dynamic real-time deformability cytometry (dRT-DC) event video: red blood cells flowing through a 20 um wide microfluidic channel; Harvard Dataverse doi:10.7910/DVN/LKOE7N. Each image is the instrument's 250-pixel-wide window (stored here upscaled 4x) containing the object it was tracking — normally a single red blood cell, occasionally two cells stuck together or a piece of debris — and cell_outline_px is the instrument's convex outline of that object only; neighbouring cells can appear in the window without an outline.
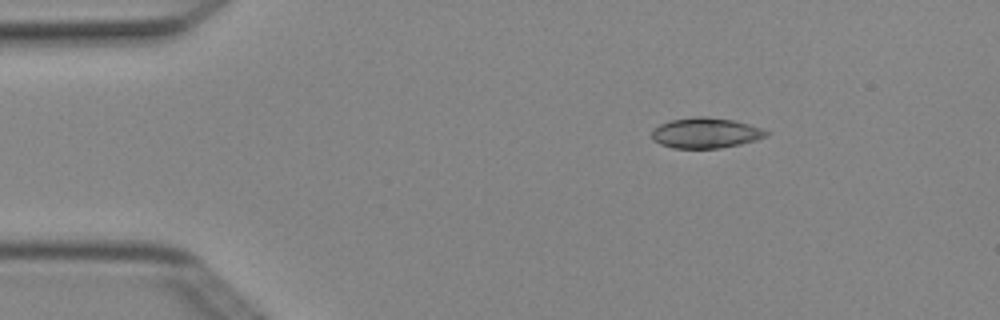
{"species": "Egyptian fruit bat (a non-hibernating species)", "species_latin": "Rousettus aegyptiacus", "temperature_condition": "cold", "stored_images_in_passage": 3, "camera_frame_rate_fps": 3000, "um_per_image_px": 0.085, "animal": {"sex": "female"}, "frame": {"image": 1, "passage_image": 2, "time_ms": 0.333, "image_size_px": [1000, 320], "cell_outline_px": [[772, 132], [768, 136], [756, 140], [740, 144], [720, 148], [672, 148], [660, 144], [652, 140], [652, 128], [660, 124], [672, 120], [696, 116], [704, 116], [732, 120], [748, 124]], "centroid_in_image_um": [59.98, 11.3], "position_along_channel_um": 25.0, "area_um2": 20.35}}